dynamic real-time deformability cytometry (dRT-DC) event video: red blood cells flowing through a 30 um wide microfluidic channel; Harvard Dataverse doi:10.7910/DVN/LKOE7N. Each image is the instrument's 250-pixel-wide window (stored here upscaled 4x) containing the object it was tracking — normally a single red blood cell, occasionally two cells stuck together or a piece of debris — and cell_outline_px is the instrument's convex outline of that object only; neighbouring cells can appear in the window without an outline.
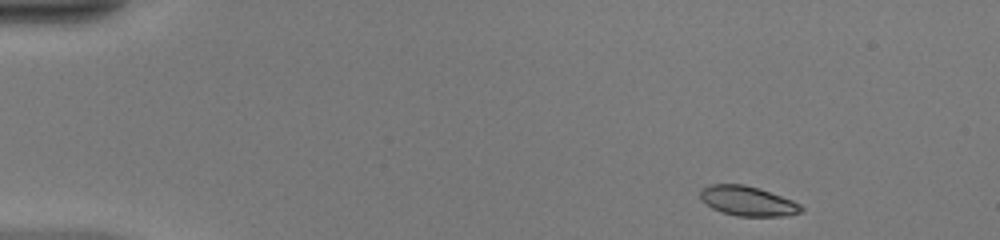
{"species": "common noctule bat (a hibernating species)", "species_latin": "Nyctalus noctula", "temperature_condition": "warm", "stored_images_in_passage": 45, "camera_frame_rate_fps": 3000, "um_per_image_px": 0.085, "animal": {"sex": "female", "body_mass_g": 20.0, "forearm_length_mm": 54.0}, "frame": {"image": 1, "passage_image": 1, "time_ms": 0.0, "image_size_px": [1000, 240], "cell_outline_px": [[804, 212], [788, 216], [736, 216], [712, 208], [700, 200], [700, 192], [704, 188], [712, 184], [744, 184], [792, 200], [800, 204], [804, 208]], "centroid_in_image_um": [63.57, 17.1], "position_along_channel_um": 21.4, "area_um2": 17.34}}
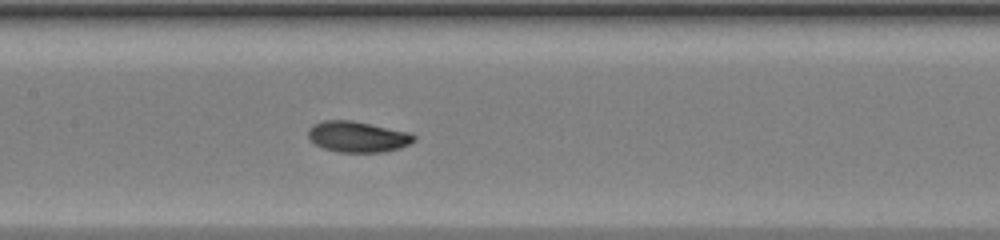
{"frame": {"image": 2, "passage_image": 20, "time_ms": 6.333, "image_size_px": [1000, 240], "cell_outline_px": [[416, 140], [400, 148], [384, 152], [340, 152], [324, 148], [308, 140], [308, 128], [312, 124], [324, 120], [352, 120], [412, 132], [416, 136]], "centroid_in_image_um": [30.41, 11.61], "position_along_channel_um": 177.0, "area_um2": 19.31}}
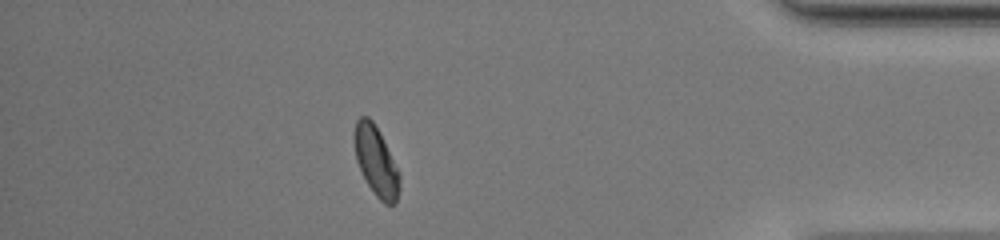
{"frame": {"image": 3, "passage_image": 39, "time_ms": 12.667, "image_size_px": [1000, 240], "cell_outline_px": [[400, 188], [396, 204], [384, 204], [376, 196], [368, 184], [356, 160], [352, 140], [352, 132], [356, 120], [360, 116], [368, 116], [372, 120], [380, 132], [400, 172]], "centroid_in_image_um": [31.95, 13.66], "position_along_channel_um": 403.2, "area_um2": 18.73}, "authors_computed_cell_mechanics": {"area_um2": 18.4382, "velocity_mm_per_s": 4.1556, "shape_relaxation_time_tau1_ms": 4.8627, "shape_relaxation_time_tau2_ms": 2.6867, "deformation_change_tau1": 0.1636, "deformation_change_tau2": 0.0544}}